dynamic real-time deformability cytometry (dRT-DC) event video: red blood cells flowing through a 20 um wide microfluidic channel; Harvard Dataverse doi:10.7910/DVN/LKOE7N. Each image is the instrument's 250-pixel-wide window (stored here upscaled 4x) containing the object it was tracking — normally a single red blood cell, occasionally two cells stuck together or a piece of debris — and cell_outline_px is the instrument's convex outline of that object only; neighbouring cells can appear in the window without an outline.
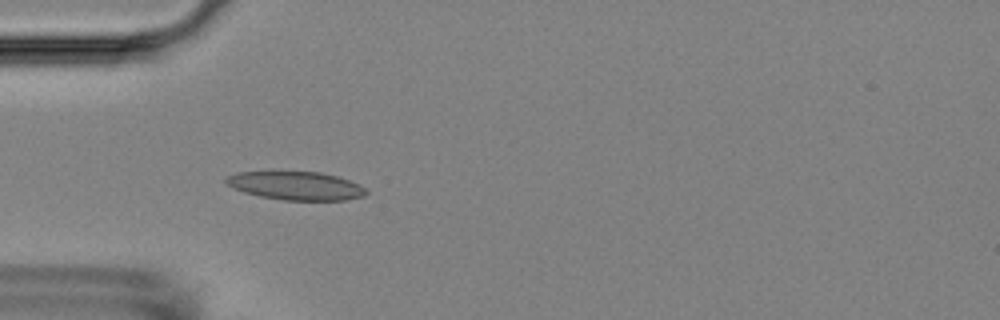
{"species": "Egyptian fruit bat (a non-hibernating species)", "species_latin": "Rousettus aegyptiacus", "temperature_condition": "room temperature", "stored_images_in_passage": 5, "camera_frame_rate_fps": 3000, "um_per_image_px": 0.085, "animal": {"sex": "female"}, "frame": {"image": 1, "passage_image": 4, "time_ms": 3.333, "image_size_px": [1000, 320], "cell_outline_px": [[368, 192], [364, 196], [344, 200], [284, 200], [260, 196], [244, 192], [232, 188], [224, 184], [224, 176], [236, 172], [272, 168], [320, 172], [336, 176], [360, 184]], "centroid_in_image_um": [25.01, 15.72], "position_along_channel_um": 60.0, "area_um2": 24.45}}